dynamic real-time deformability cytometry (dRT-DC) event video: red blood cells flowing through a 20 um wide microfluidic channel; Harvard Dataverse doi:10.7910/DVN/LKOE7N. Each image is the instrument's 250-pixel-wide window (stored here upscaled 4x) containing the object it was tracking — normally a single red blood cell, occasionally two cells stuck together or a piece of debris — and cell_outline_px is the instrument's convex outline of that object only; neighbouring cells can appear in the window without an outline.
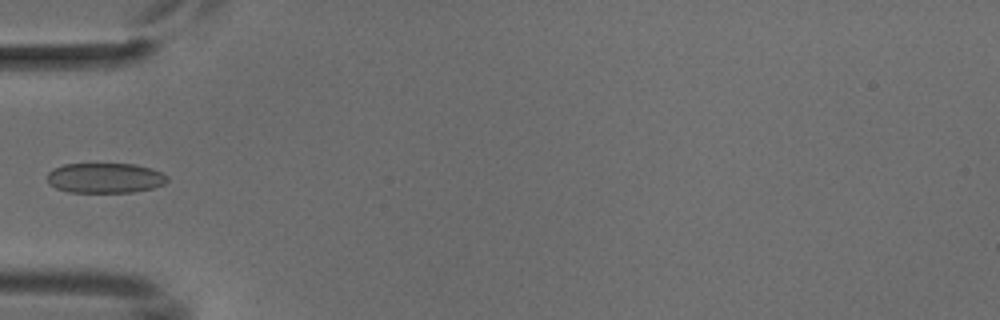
{"species": "common noctule bat (a hibernating species)", "species_latin": "Nyctalus noctula", "temperature_condition": "cold", "stored_images_in_passage": 6, "camera_frame_rate_fps": 3000, "um_per_image_px": 0.085, "animal": {"sex": "male", "body_mass_g": 18.8}, "frame": {"image": 1, "passage_image": 5, "time_ms": 5.667, "image_size_px": [1000, 320], "cell_outline_px": [[168, 180], [164, 184], [152, 188], [132, 192], [68, 192], [56, 188], [48, 184], [48, 172], [52, 168], [64, 164], [136, 164], [152, 168], [168, 176]], "centroid_in_image_um": [8.92, 15.12], "position_along_channel_um": 76.1, "area_um2": 21.15}}
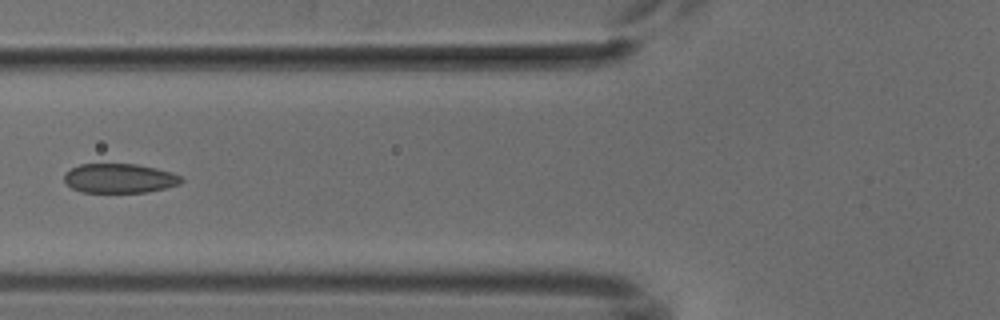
{"frame": {"image": 2, "passage_image": 6, "time_ms": 6.667, "image_size_px": [1000, 320], "cell_outline_px": [[184, 180], [180, 184], [148, 192], [80, 192], [72, 188], [64, 180], [64, 172], [80, 164], [136, 164], [156, 168], [172, 172], [180, 176]], "centroid_in_image_um": [10.15, 15.15], "position_along_channel_um": 115.6, "area_um2": 20.06}}